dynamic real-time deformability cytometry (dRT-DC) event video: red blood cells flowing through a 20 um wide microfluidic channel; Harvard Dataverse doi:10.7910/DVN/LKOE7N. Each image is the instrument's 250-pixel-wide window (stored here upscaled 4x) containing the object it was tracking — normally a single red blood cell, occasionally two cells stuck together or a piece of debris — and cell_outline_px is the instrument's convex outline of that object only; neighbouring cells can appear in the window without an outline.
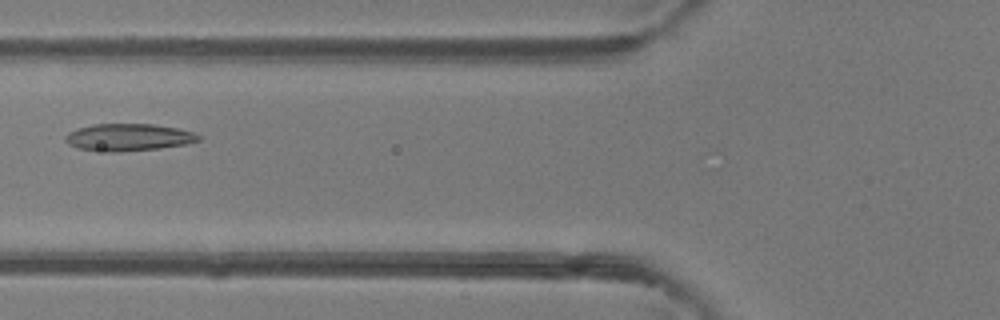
{"species": "common noctule bat (a hibernating species)", "species_latin": "Nyctalus noctula", "temperature_condition": "room temperature", "stored_images_in_passage": 40, "camera_frame_rate_fps": 3000, "um_per_image_px": 0.085, "animal": {"sex": "female"}, "frame": {"image": 1, "passage_image": 11, "time_ms": 3.333, "image_size_px": [1000, 320], "cell_outline_px": [[200, 140], [188, 144], [160, 148], [116, 152], [108, 152], [76, 148], [68, 144], [64, 140], [64, 136], [68, 132], [76, 128], [92, 124], [152, 124], [176, 128], [192, 132], [200, 136]], "centroid_in_image_um": [10.86, 11.67], "position_along_channel_um": 114.9, "area_um2": 21.21}}
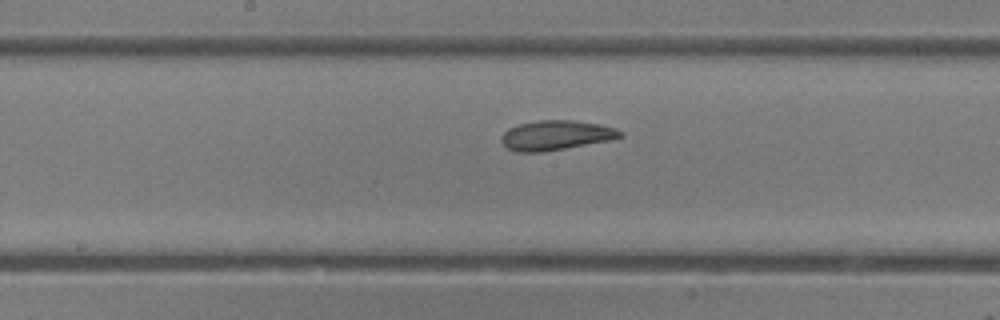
{"frame": {"image": 2, "passage_image": 17, "time_ms": 5.333, "image_size_px": [1000, 320], "cell_outline_px": [[624, 136], [608, 140], [544, 152], [516, 152], [508, 148], [500, 140], [500, 136], [508, 128], [520, 124], [540, 120], [572, 120], [600, 124], [616, 128], [624, 132]], "centroid_in_image_um": [47.25, 11.49], "position_along_channel_um": 200.9, "area_um2": 20.52}}
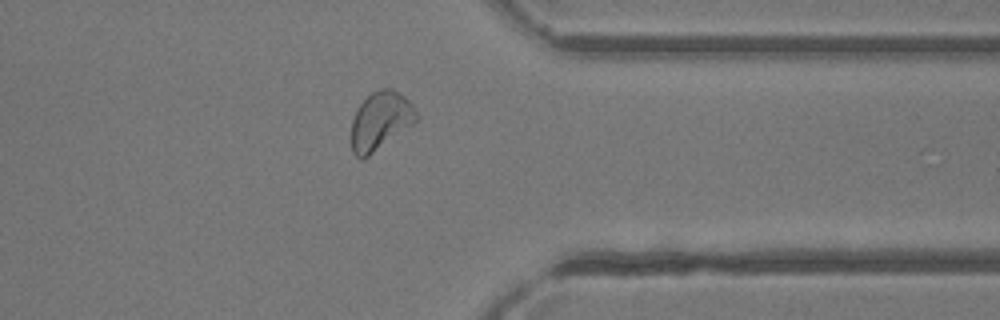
{"frame": {"image": 3, "passage_image": 30, "time_ms": 9.667, "image_size_px": [1000, 320], "cell_outline_px": [[420, 120], [368, 156], [360, 160], [352, 152], [352, 120], [356, 108], [372, 92], [380, 88], [392, 88], [404, 96], [412, 104], [420, 116]], "centroid_in_image_um": [32.37, 10.26], "position_along_channel_um": 379.0, "area_um2": 22.2}, "authors_computed_cell_mechanics": {"area_um2": 21.7906, "velocity_mm_per_s": 4.2963, "shape_relaxation_time_tau1_ms": 4.8843, "shape_relaxation_time_tau2_ms": 2.116, "deformation_change_tau1": 0.1274, "deformation_change_tau2": 0.0692}}